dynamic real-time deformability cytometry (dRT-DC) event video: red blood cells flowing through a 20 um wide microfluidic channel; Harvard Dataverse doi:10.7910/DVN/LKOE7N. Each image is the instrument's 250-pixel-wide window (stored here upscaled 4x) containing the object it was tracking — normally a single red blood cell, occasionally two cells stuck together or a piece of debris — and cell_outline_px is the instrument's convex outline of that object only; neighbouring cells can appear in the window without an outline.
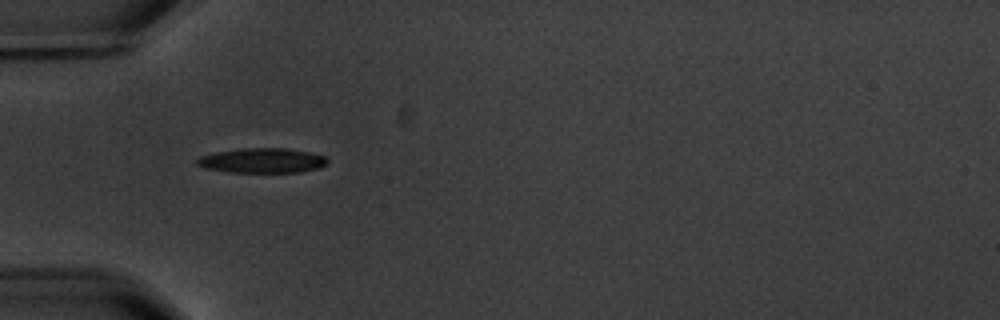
{"species": "common noctule bat (a hibernating species)", "species_latin": "Nyctalus noctula", "temperature_condition": "warm", "stored_images_in_passage": 8, "camera_frame_rate_fps": 3000, "um_per_image_px": 0.085, "animal": {"sex": "male", "body_mass_g": 20.1, "forearm_length_mm": 53.5}, "frame": {"image": 1, "passage_image": 4, "time_ms": 3.667, "image_size_px": [1000, 320], "cell_outline_px": [[328, 164], [320, 168], [300, 172], [228, 172], [204, 168], [196, 164], [196, 160], [200, 156], [216, 152], [244, 148], [284, 148], [308, 152], [324, 156], [328, 160]], "centroid_in_image_um": [22.29, 13.65], "position_along_channel_um": 62.7, "area_um2": 18.84}}
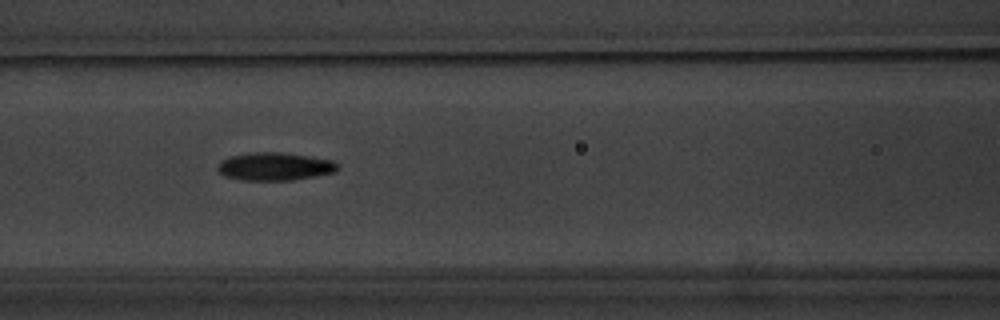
{"frame": {"image": 2, "passage_image": 6, "time_ms": 6.0, "image_size_px": [1000, 320], "cell_outline_px": [[340, 168], [336, 172], [292, 180], [244, 180], [224, 176], [216, 168], [228, 156], [248, 152], [280, 152], [308, 156], [332, 160], [340, 164]], "centroid_in_image_um": [23.38, 14.14], "position_along_channel_um": 143.2, "area_um2": 19.59}}
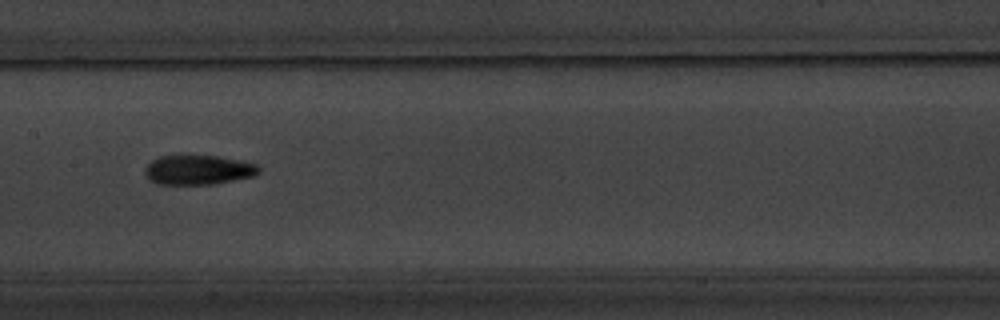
{"frame": {"image": 3, "passage_image": 7, "time_ms": 7.333, "image_size_px": [1000, 320], "cell_outline_px": [[260, 172], [256, 176], [212, 184], [156, 184], [148, 180], [144, 172], [144, 168], [152, 160], [160, 156], [184, 152], [216, 156], [240, 160], [256, 164], [260, 168]], "centroid_in_image_um": [16.8, 14.4], "position_along_channel_um": 190.6, "area_um2": 20.46}}